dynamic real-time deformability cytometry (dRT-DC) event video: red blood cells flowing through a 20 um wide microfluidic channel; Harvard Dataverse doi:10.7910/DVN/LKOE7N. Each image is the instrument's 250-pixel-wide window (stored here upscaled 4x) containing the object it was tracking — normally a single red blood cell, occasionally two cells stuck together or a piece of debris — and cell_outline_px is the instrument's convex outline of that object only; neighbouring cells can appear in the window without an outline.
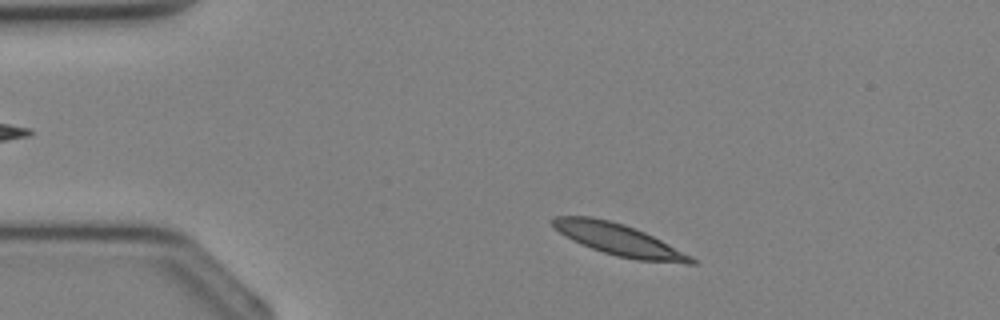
{"species": "Egyptian fruit bat (a non-hibernating species)", "species_latin": "Rousettus aegyptiacus", "temperature_condition": "cold", "stored_images_in_passage": 33, "camera_frame_rate_fps": 3000, "um_per_image_px": 0.085, "animal": {"sex": "female"}, "frame": {"image": 1, "passage_image": 4, "time_ms": 1.0, "image_size_px": [1000, 320], "cell_outline_px": [[696, 264], [688, 264], [636, 260], [616, 256], [580, 244], [572, 240], [560, 232], [552, 224], [552, 220], [556, 216], [592, 216], [624, 224], [636, 228], [692, 256], [696, 260]], "centroid_in_image_um": [52.62, 20.38], "position_along_channel_um": 32.4, "area_um2": 25.32}}
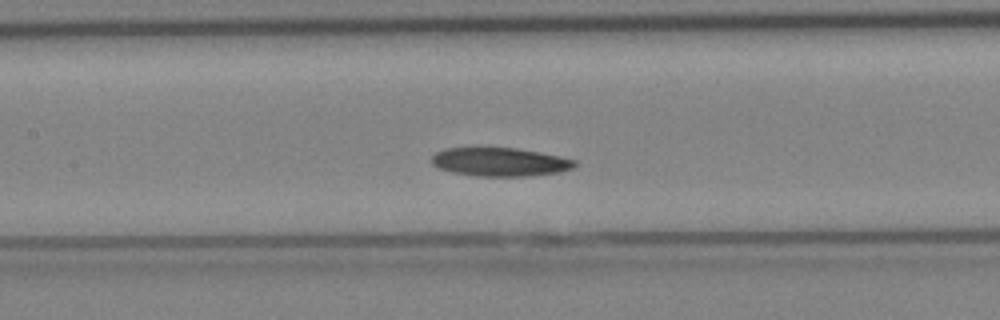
{"frame": {"image": 2, "passage_image": 14, "time_ms": 4.333, "image_size_px": [1000, 320], "cell_outline_px": [[576, 164], [572, 168], [560, 172], [528, 176], [476, 176], [452, 172], [440, 168], [432, 164], [432, 156], [436, 152], [448, 148], [516, 148], [540, 152], [560, 156], [576, 160]], "centroid_in_image_um": [42.52, 13.77], "position_along_channel_um": 164.9, "area_um2": 23.7}}
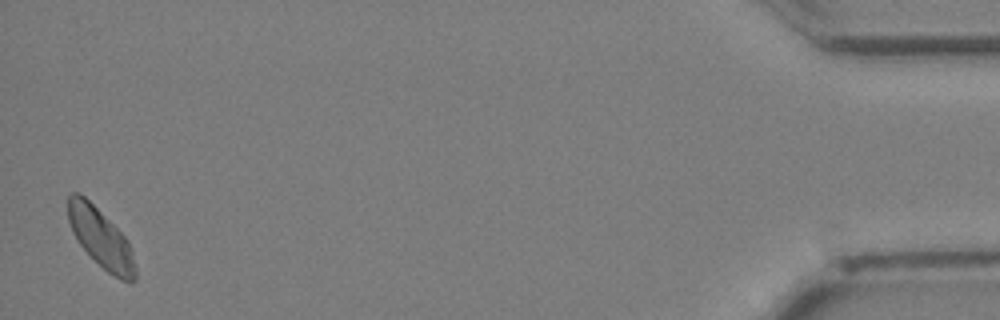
{"frame": {"image": 3, "passage_image": 33, "time_ms": 10.667, "image_size_px": [1000, 320], "cell_outline_px": [[136, 280], [132, 284], [120, 280], [108, 272], [80, 244], [72, 232], [68, 220], [68, 196], [72, 192], [80, 192], [128, 240], [132, 252], [136, 268]], "centroid_in_image_um": [8.58, 20.27], "position_along_channel_um": 426.6, "area_um2": 22.77}}